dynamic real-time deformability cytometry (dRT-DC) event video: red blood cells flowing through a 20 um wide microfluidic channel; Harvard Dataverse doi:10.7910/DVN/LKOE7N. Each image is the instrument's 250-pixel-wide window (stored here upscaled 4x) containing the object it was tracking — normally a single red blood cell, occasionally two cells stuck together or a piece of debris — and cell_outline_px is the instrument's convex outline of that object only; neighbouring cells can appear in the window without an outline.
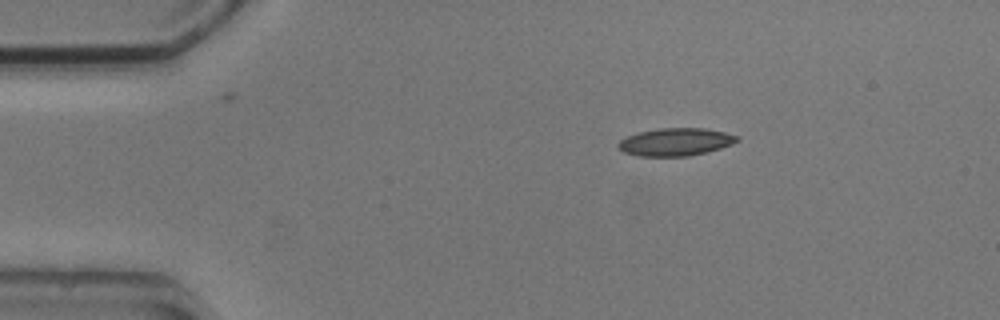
{"species": "common noctule bat (a hibernating species)", "species_latin": "Nyctalus noctula", "temperature_condition": "cold", "stored_images_in_passage": 5, "camera_frame_rate_fps": 3000, "um_per_image_px": 0.085, "animal": {"sex": "male", "body_mass_g": 20.5, "forearm_length_mm": 52.5}, "frame": {"image": 1, "passage_image": 5, "time_ms": 6.0, "image_size_px": [1000, 320], "cell_outline_px": [[740, 140], [732, 144], [708, 152], [688, 156], [640, 156], [624, 152], [616, 144], [620, 140], [636, 132], [660, 128], [704, 128], [724, 132], [740, 136]], "centroid_in_image_um": [57.44, 12.06], "position_along_channel_um": 27.6, "area_um2": 19.25}}